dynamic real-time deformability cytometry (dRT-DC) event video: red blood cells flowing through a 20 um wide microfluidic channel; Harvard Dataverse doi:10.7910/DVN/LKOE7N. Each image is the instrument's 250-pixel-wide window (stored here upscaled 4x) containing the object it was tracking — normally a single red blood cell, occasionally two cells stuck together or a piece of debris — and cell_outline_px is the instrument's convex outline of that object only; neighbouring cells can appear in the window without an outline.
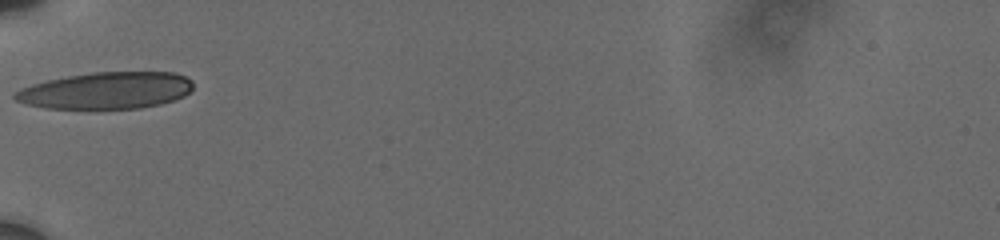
{"species": "human", "species_latin": "Homo sapiens", "temperature_condition": "cold", "stored_images_in_passage": 3, "camera_frame_rate_fps": 3000, "um_per_image_px": 0.085, "donor": {"sex": "male"}, "frame": {"image": 1, "passage_image": 1, "time_ms": 0.0, "image_size_px": [1000, 240], "cell_outline_px": [[192, 88], [184, 96], [160, 104], [140, 108], [44, 108], [28, 104], [16, 100], [12, 96], [20, 88], [32, 84], [48, 80], [68, 76], [92, 72], [176, 72], [192, 80]], "centroid_in_image_um": [9.03, 7.68], "position_along_channel_um": 76.0, "area_um2": 37.97}}
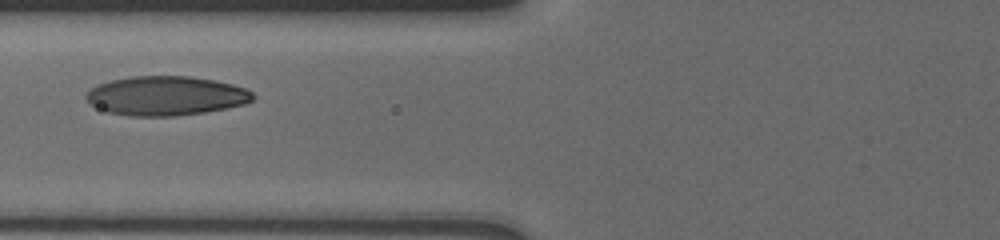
{"frame": {"image": 2, "passage_image": 2, "time_ms": 1.0, "image_size_px": [1000, 240], "cell_outline_px": [[256, 96], [252, 100], [244, 104], [204, 112], [172, 116], [128, 116], [108, 112], [88, 104], [84, 96], [92, 88], [100, 84], [112, 80], [132, 76], [188, 76], [216, 80], [232, 84], [244, 88], [252, 92]], "centroid_in_image_um": [14.09, 8.14], "position_along_channel_um": 111.7, "area_um2": 38.09}}